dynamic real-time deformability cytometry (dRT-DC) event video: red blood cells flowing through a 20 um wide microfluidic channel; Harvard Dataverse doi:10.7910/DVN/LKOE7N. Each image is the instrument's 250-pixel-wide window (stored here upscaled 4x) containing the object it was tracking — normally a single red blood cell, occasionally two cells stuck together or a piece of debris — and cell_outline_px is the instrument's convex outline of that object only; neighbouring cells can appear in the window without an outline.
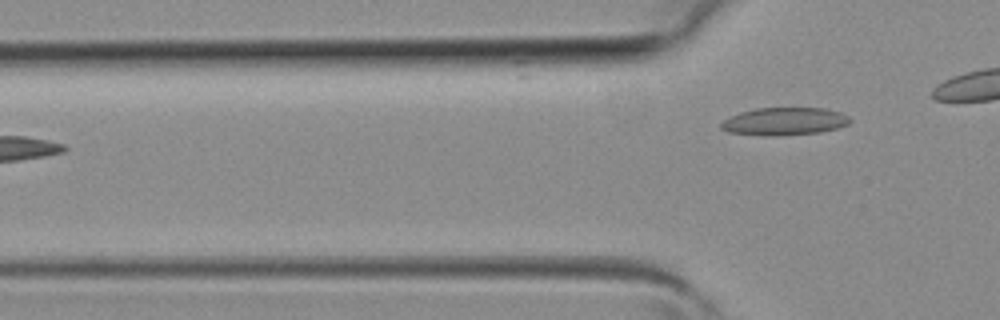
{"species": "common noctule bat (a hibernating species)", "species_latin": "Nyctalus noctula", "temperature_condition": "room temperature", "stored_images_in_passage": 4, "camera_frame_rate_fps": 3000, "um_per_image_px": 0.085, "animal": {"sex": "female", "body_mass_g": 19.3, "forearm_length_mm": 54.1}, "frame": {"image": 1, "passage_image": 4, "time_ms": 1.0, "image_size_px": [1000, 320], "cell_outline_px": [[852, 120], [848, 124], [836, 128], [820, 132], [772, 136], [728, 132], [720, 128], [720, 124], [724, 120], [740, 112], [756, 108], [828, 108], [840, 112], [848, 116]], "centroid_in_image_um": [66.69, 10.31], "position_along_channel_um": 59.1, "area_um2": 20.69}}